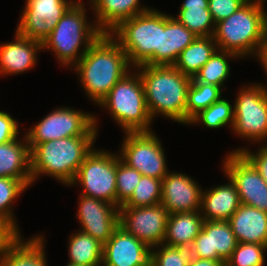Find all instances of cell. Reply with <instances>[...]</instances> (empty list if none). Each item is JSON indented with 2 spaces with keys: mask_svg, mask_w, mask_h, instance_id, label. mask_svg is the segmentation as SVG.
<instances>
[{
  "mask_svg": "<svg viewBox=\"0 0 267 266\" xmlns=\"http://www.w3.org/2000/svg\"><path fill=\"white\" fill-rule=\"evenodd\" d=\"M110 33H102L74 65L81 84L97 104L128 73L126 53Z\"/></svg>",
  "mask_w": 267,
  "mask_h": 266,
  "instance_id": "1",
  "label": "cell"
},
{
  "mask_svg": "<svg viewBox=\"0 0 267 266\" xmlns=\"http://www.w3.org/2000/svg\"><path fill=\"white\" fill-rule=\"evenodd\" d=\"M145 91V100L151 119L158 113L186 124L188 89L192 78L182 74L173 65L136 66Z\"/></svg>",
  "mask_w": 267,
  "mask_h": 266,
  "instance_id": "2",
  "label": "cell"
},
{
  "mask_svg": "<svg viewBox=\"0 0 267 266\" xmlns=\"http://www.w3.org/2000/svg\"><path fill=\"white\" fill-rule=\"evenodd\" d=\"M95 138L73 136L37 144L30 151L32 181L43 173L71 185Z\"/></svg>",
  "mask_w": 267,
  "mask_h": 266,
  "instance_id": "3",
  "label": "cell"
},
{
  "mask_svg": "<svg viewBox=\"0 0 267 266\" xmlns=\"http://www.w3.org/2000/svg\"><path fill=\"white\" fill-rule=\"evenodd\" d=\"M264 10V7L248 0L235 13L216 23L213 38L218 50L231 52L238 57L254 52L258 54L265 39Z\"/></svg>",
  "mask_w": 267,
  "mask_h": 266,
  "instance_id": "4",
  "label": "cell"
},
{
  "mask_svg": "<svg viewBox=\"0 0 267 266\" xmlns=\"http://www.w3.org/2000/svg\"><path fill=\"white\" fill-rule=\"evenodd\" d=\"M85 10L81 2L73 3L42 42V48L52 49L62 65L73 62L74 66L102 34L96 24L88 25ZM83 43L85 47L79 54Z\"/></svg>",
  "mask_w": 267,
  "mask_h": 266,
  "instance_id": "5",
  "label": "cell"
},
{
  "mask_svg": "<svg viewBox=\"0 0 267 266\" xmlns=\"http://www.w3.org/2000/svg\"><path fill=\"white\" fill-rule=\"evenodd\" d=\"M126 53L128 62L136 67L142 64L157 65L160 50L161 12L149 9L122 21L110 34Z\"/></svg>",
  "mask_w": 267,
  "mask_h": 266,
  "instance_id": "6",
  "label": "cell"
},
{
  "mask_svg": "<svg viewBox=\"0 0 267 266\" xmlns=\"http://www.w3.org/2000/svg\"><path fill=\"white\" fill-rule=\"evenodd\" d=\"M125 132H149L153 119L148 112L144 86L139 73L124 75L99 103ZM149 126V127H148Z\"/></svg>",
  "mask_w": 267,
  "mask_h": 266,
  "instance_id": "7",
  "label": "cell"
},
{
  "mask_svg": "<svg viewBox=\"0 0 267 266\" xmlns=\"http://www.w3.org/2000/svg\"><path fill=\"white\" fill-rule=\"evenodd\" d=\"M96 118L91 114L60 108L51 112L26 134L30 151L39 143L73 136H96Z\"/></svg>",
  "mask_w": 267,
  "mask_h": 266,
  "instance_id": "8",
  "label": "cell"
},
{
  "mask_svg": "<svg viewBox=\"0 0 267 266\" xmlns=\"http://www.w3.org/2000/svg\"><path fill=\"white\" fill-rule=\"evenodd\" d=\"M76 181L83 186L82 195L117 206L115 155L93 149L78 168L71 184Z\"/></svg>",
  "mask_w": 267,
  "mask_h": 266,
  "instance_id": "9",
  "label": "cell"
},
{
  "mask_svg": "<svg viewBox=\"0 0 267 266\" xmlns=\"http://www.w3.org/2000/svg\"><path fill=\"white\" fill-rule=\"evenodd\" d=\"M121 150V161L144 176L163 179L169 173L163 148L152 131L127 132Z\"/></svg>",
  "mask_w": 267,
  "mask_h": 266,
  "instance_id": "10",
  "label": "cell"
},
{
  "mask_svg": "<svg viewBox=\"0 0 267 266\" xmlns=\"http://www.w3.org/2000/svg\"><path fill=\"white\" fill-rule=\"evenodd\" d=\"M262 87L243 88L234 105L233 131L253 141L267 139V89Z\"/></svg>",
  "mask_w": 267,
  "mask_h": 266,
  "instance_id": "11",
  "label": "cell"
},
{
  "mask_svg": "<svg viewBox=\"0 0 267 266\" xmlns=\"http://www.w3.org/2000/svg\"><path fill=\"white\" fill-rule=\"evenodd\" d=\"M168 216L162 204L119 207V226L153 250L164 243Z\"/></svg>",
  "mask_w": 267,
  "mask_h": 266,
  "instance_id": "12",
  "label": "cell"
},
{
  "mask_svg": "<svg viewBox=\"0 0 267 266\" xmlns=\"http://www.w3.org/2000/svg\"><path fill=\"white\" fill-rule=\"evenodd\" d=\"M223 167L236 186L241 204L267 212V184L253 165L240 152H231Z\"/></svg>",
  "mask_w": 267,
  "mask_h": 266,
  "instance_id": "13",
  "label": "cell"
},
{
  "mask_svg": "<svg viewBox=\"0 0 267 266\" xmlns=\"http://www.w3.org/2000/svg\"><path fill=\"white\" fill-rule=\"evenodd\" d=\"M16 32L26 38L43 42L64 13L74 3L67 0H26Z\"/></svg>",
  "mask_w": 267,
  "mask_h": 266,
  "instance_id": "14",
  "label": "cell"
},
{
  "mask_svg": "<svg viewBox=\"0 0 267 266\" xmlns=\"http://www.w3.org/2000/svg\"><path fill=\"white\" fill-rule=\"evenodd\" d=\"M237 243L228 221L204 220L201 232L189 249L191 257L222 261L225 264Z\"/></svg>",
  "mask_w": 267,
  "mask_h": 266,
  "instance_id": "15",
  "label": "cell"
},
{
  "mask_svg": "<svg viewBox=\"0 0 267 266\" xmlns=\"http://www.w3.org/2000/svg\"><path fill=\"white\" fill-rule=\"evenodd\" d=\"M79 202L77 217L83 228L81 231L104 245L119 226V207L84 195Z\"/></svg>",
  "mask_w": 267,
  "mask_h": 266,
  "instance_id": "16",
  "label": "cell"
},
{
  "mask_svg": "<svg viewBox=\"0 0 267 266\" xmlns=\"http://www.w3.org/2000/svg\"><path fill=\"white\" fill-rule=\"evenodd\" d=\"M150 260L151 249L120 226L103 245L104 266H147Z\"/></svg>",
  "mask_w": 267,
  "mask_h": 266,
  "instance_id": "17",
  "label": "cell"
},
{
  "mask_svg": "<svg viewBox=\"0 0 267 266\" xmlns=\"http://www.w3.org/2000/svg\"><path fill=\"white\" fill-rule=\"evenodd\" d=\"M202 189L182 173H168L162 179L161 204L169 214L194 212L201 208Z\"/></svg>",
  "mask_w": 267,
  "mask_h": 266,
  "instance_id": "18",
  "label": "cell"
},
{
  "mask_svg": "<svg viewBox=\"0 0 267 266\" xmlns=\"http://www.w3.org/2000/svg\"><path fill=\"white\" fill-rule=\"evenodd\" d=\"M196 37L176 18L161 13V40L160 50H157V65H174L180 53Z\"/></svg>",
  "mask_w": 267,
  "mask_h": 266,
  "instance_id": "19",
  "label": "cell"
},
{
  "mask_svg": "<svg viewBox=\"0 0 267 266\" xmlns=\"http://www.w3.org/2000/svg\"><path fill=\"white\" fill-rule=\"evenodd\" d=\"M228 222L238 243L267 245V212L241 204Z\"/></svg>",
  "mask_w": 267,
  "mask_h": 266,
  "instance_id": "20",
  "label": "cell"
},
{
  "mask_svg": "<svg viewBox=\"0 0 267 266\" xmlns=\"http://www.w3.org/2000/svg\"><path fill=\"white\" fill-rule=\"evenodd\" d=\"M16 40L0 45V73H23L33 67L37 51L42 49V42L29 39L16 32Z\"/></svg>",
  "mask_w": 267,
  "mask_h": 266,
  "instance_id": "21",
  "label": "cell"
},
{
  "mask_svg": "<svg viewBox=\"0 0 267 266\" xmlns=\"http://www.w3.org/2000/svg\"><path fill=\"white\" fill-rule=\"evenodd\" d=\"M229 184L215 187L201 193L202 217L208 221H228L241 205L235 184L229 179Z\"/></svg>",
  "mask_w": 267,
  "mask_h": 266,
  "instance_id": "22",
  "label": "cell"
},
{
  "mask_svg": "<svg viewBox=\"0 0 267 266\" xmlns=\"http://www.w3.org/2000/svg\"><path fill=\"white\" fill-rule=\"evenodd\" d=\"M0 144V177H11L20 181H32L30 148L24 140Z\"/></svg>",
  "mask_w": 267,
  "mask_h": 266,
  "instance_id": "23",
  "label": "cell"
},
{
  "mask_svg": "<svg viewBox=\"0 0 267 266\" xmlns=\"http://www.w3.org/2000/svg\"><path fill=\"white\" fill-rule=\"evenodd\" d=\"M91 3L97 15L96 26L102 33H110L122 21L149 10L140 8L139 0H92Z\"/></svg>",
  "mask_w": 267,
  "mask_h": 266,
  "instance_id": "24",
  "label": "cell"
},
{
  "mask_svg": "<svg viewBox=\"0 0 267 266\" xmlns=\"http://www.w3.org/2000/svg\"><path fill=\"white\" fill-rule=\"evenodd\" d=\"M203 223L204 218L199 211L169 214L165 245L189 249L201 232Z\"/></svg>",
  "mask_w": 267,
  "mask_h": 266,
  "instance_id": "25",
  "label": "cell"
},
{
  "mask_svg": "<svg viewBox=\"0 0 267 266\" xmlns=\"http://www.w3.org/2000/svg\"><path fill=\"white\" fill-rule=\"evenodd\" d=\"M43 242L41 236L22 242L19 235L0 257V266H47Z\"/></svg>",
  "mask_w": 267,
  "mask_h": 266,
  "instance_id": "26",
  "label": "cell"
},
{
  "mask_svg": "<svg viewBox=\"0 0 267 266\" xmlns=\"http://www.w3.org/2000/svg\"><path fill=\"white\" fill-rule=\"evenodd\" d=\"M213 36L196 37L179 55L173 65L182 74L191 78L204 66V64L218 50Z\"/></svg>",
  "mask_w": 267,
  "mask_h": 266,
  "instance_id": "27",
  "label": "cell"
},
{
  "mask_svg": "<svg viewBox=\"0 0 267 266\" xmlns=\"http://www.w3.org/2000/svg\"><path fill=\"white\" fill-rule=\"evenodd\" d=\"M174 18L197 37L214 34L215 23L208 9V0H185L180 8L179 16Z\"/></svg>",
  "mask_w": 267,
  "mask_h": 266,
  "instance_id": "28",
  "label": "cell"
},
{
  "mask_svg": "<svg viewBox=\"0 0 267 266\" xmlns=\"http://www.w3.org/2000/svg\"><path fill=\"white\" fill-rule=\"evenodd\" d=\"M70 237L69 263L81 266H100L103 261V244L82 232Z\"/></svg>",
  "mask_w": 267,
  "mask_h": 266,
  "instance_id": "29",
  "label": "cell"
},
{
  "mask_svg": "<svg viewBox=\"0 0 267 266\" xmlns=\"http://www.w3.org/2000/svg\"><path fill=\"white\" fill-rule=\"evenodd\" d=\"M221 88L212 84L192 82L188 89L186 124L201 110L208 108L221 98Z\"/></svg>",
  "mask_w": 267,
  "mask_h": 266,
  "instance_id": "30",
  "label": "cell"
},
{
  "mask_svg": "<svg viewBox=\"0 0 267 266\" xmlns=\"http://www.w3.org/2000/svg\"><path fill=\"white\" fill-rule=\"evenodd\" d=\"M228 56L238 57L231 52L217 50L191 81L212 84L221 88L230 73V66L226 59Z\"/></svg>",
  "mask_w": 267,
  "mask_h": 266,
  "instance_id": "31",
  "label": "cell"
},
{
  "mask_svg": "<svg viewBox=\"0 0 267 266\" xmlns=\"http://www.w3.org/2000/svg\"><path fill=\"white\" fill-rule=\"evenodd\" d=\"M32 182L20 181L11 177H0V220L7 223L18 235H20L19 228L14 221L12 206L10 205Z\"/></svg>",
  "mask_w": 267,
  "mask_h": 266,
  "instance_id": "32",
  "label": "cell"
},
{
  "mask_svg": "<svg viewBox=\"0 0 267 266\" xmlns=\"http://www.w3.org/2000/svg\"><path fill=\"white\" fill-rule=\"evenodd\" d=\"M162 179L142 175L131 197L120 207H146L161 204Z\"/></svg>",
  "mask_w": 267,
  "mask_h": 266,
  "instance_id": "33",
  "label": "cell"
},
{
  "mask_svg": "<svg viewBox=\"0 0 267 266\" xmlns=\"http://www.w3.org/2000/svg\"><path fill=\"white\" fill-rule=\"evenodd\" d=\"M202 121L205 126L213 129L220 128L226 124L231 123L233 128L234 125V107L222 97L210 105L208 108L201 110L197 115H195L189 122L197 123Z\"/></svg>",
  "mask_w": 267,
  "mask_h": 266,
  "instance_id": "34",
  "label": "cell"
},
{
  "mask_svg": "<svg viewBox=\"0 0 267 266\" xmlns=\"http://www.w3.org/2000/svg\"><path fill=\"white\" fill-rule=\"evenodd\" d=\"M142 174L127 166L116 156L117 207L123 205L133 194Z\"/></svg>",
  "mask_w": 267,
  "mask_h": 266,
  "instance_id": "35",
  "label": "cell"
},
{
  "mask_svg": "<svg viewBox=\"0 0 267 266\" xmlns=\"http://www.w3.org/2000/svg\"><path fill=\"white\" fill-rule=\"evenodd\" d=\"M267 251V245L252 243H237L236 249L225 266H259L264 264L263 252Z\"/></svg>",
  "mask_w": 267,
  "mask_h": 266,
  "instance_id": "36",
  "label": "cell"
},
{
  "mask_svg": "<svg viewBox=\"0 0 267 266\" xmlns=\"http://www.w3.org/2000/svg\"><path fill=\"white\" fill-rule=\"evenodd\" d=\"M158 251L151 250V260L155 266H189L190 249L161 244Z\"/></svg>",
  "mask_w": 267,
  "mask_h": 266,
  "instance_id": "37",
  "label": "cell"
},
{
  "mask_svg": "<svg viewBox=\"0 0 267 266\" xmlns=\"http://www.w3.org/2000/svg\"><path fill=\"white\" fill-rule=\"evenodd\" d=\"M248 0H208V9L214 23L228 18Z\"/></svg>",
  "mask_w": 267,
  "mask_h": 266,
  "instance_id": "38",
  "label": "cell"
},
{
  "mask_svg": "<svg viewBox=\"0 0 267 266\" xmlns=\"http://www.w3.org/2000/svg\"><path fill=\"white\" fill-rule=\"evenodd\" d=\"M233 152H240L258 171L263 180L267 184V146H262L258 150V153L252 154L247 149H238Z\"/></svg>",
  "mask_w": 267,
  "mask_h": 266,
  "instance_id": "39",
  "label": "cell"
},
{
  "mask_svg": "<svg viewBox=\"0 0 267 266\" xmlns=\"http://www.w3.org/2000/svg\"><path fill=\"white\" fill-rule=\"evenodd\" d=\"M18 123L8 113L0 111V144L13 141L18 136Z\"/></svg>",
  "mask_w": 267,
  "mask_h": 266,
  "instance_id": "40",
  "label": "cell"
},
{
  "mask_svg": "<svg viewBox=\"0 0 267 266\" xmlns=\"http://www.w3.org/2000/svg\"><path fill=\"white\" fill-rule=\"evenodd\" d=\"M18 236L19 235L7 223L0 220V257Z\"/></svg>",
  "mask_w": 267,
  "mask_h": 266,
  "instance_id": "41",
  "label": "cell"
},
{
  "mask_svg": "<svg viewBox=\"0 0 267 266\" xmlns=\"http://www.w3.org/2000/svg\"><path fill=\"white\" fill-rule=\"evenodd\" d=\"M189 266H225L222 261L191 257Z\"/></svg>",
  "mask_w": 267,
  "mask_h": 266,
  "instance_id": "42",
  "label": "cell"
},
{
  "mask_svg": "<svg viewBox=\"0 0 267 266\" xmlns=\"http://www.w3.org/2000/svg\"><path fill=\"white\" fill-rule=\"evenodd\" d=\"M260 62L262 63L266 73H267V38L265 37L264 41L261 43L258 54Z\"/></svg>",
  "mask_w": 267,
  "mask_h": 266,
  "instance_id": "43",
  "label": "cell"
},
{
  "mask_svg": "<svg viewBox=\"0 0 267 266\" xmlns=\"http://www.w3.org/2000/svg\"><path fill=\"white\" fill-rule=\"evenodd\" d=\"M249 1L255 3L257 6L263 7V2H266L267 0H249Z\"/></svg>",
  "mask_w": 267,
  "mask_h": 266,
  "instance_id": "44",
  "label": "cell"
},
{
  "mask_svg": "<svg viewBox=\"0 0 267 266\" xmlns=\"http://www.w3.org/2000/svg\"><path fill=\"white\" fill-rule=\"evenodd\" d=\"M265 37L267 38V11H266V27H265Z\"/></svg>",
  "mask_w": 267,
  "mask_h": 266,
  "instance_id": "45",
  "label": "cell"
},
{
  "mask_svg": "<svg viewBox=\"0 0 267 266\" xmlns=\"http://www.w3.org/2000/svg\"><path fill=\"white\" fill-rule=\"evenodd\" d=\"M67 266H81V265H76V264L68 263Z\"/></svg>",
  "mask_w": 267,
  "mask_h": 266,
  "instance_id": "46",
  "label": "cell"
},
{
  "mask_svg": "<svg viewBox=\"0 0 267 266\" xmlns=\"http://www.w3.org/2000/svg\"><path fill=\"white\" fill-rule=\"evenodd\" d=\"M147 266H155L153 263L149 262Z\"/></svg>",
  "mask_w": 267,
  "mask_h": 266,
  "instance_id": "47",
  "label": "cell"
}]
</instances>
